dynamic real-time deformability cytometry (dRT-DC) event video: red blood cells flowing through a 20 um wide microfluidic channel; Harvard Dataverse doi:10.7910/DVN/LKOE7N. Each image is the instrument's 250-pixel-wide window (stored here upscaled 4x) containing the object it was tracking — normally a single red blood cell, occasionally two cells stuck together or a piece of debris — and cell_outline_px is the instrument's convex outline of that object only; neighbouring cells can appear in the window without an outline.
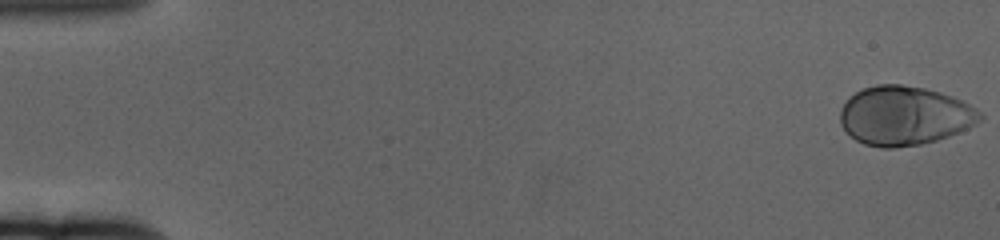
{"species": "human", "species_latin": "Homo sapiens", "temperature_condition": "cold", "stored_images_in_passage": 62, "camera_frame_rate_fps": 3000, "um_per_image_px": 0.085, "donor": {"sex": "female"}, "frame": {"image": 1, "passage_image": 1, "time_ms": 0.0, "image_size_px": [1000, 240], "cell_outline_px": [[984, 116], [976, 124], [960, 132], [936, 140], [920, 144], [892, 148], [880, 148], [864, 144], [856, 140], [840, 124], [840, 108], [856, 92], [864, 88], [876, 84], [900, 84], [924, 88], [940, 92], [952, 96], [976, 108]], "centroid_in_image_um": [76.89, 9.84], "position_along_channel_um": 8.1, "area_um2": 48.03}}
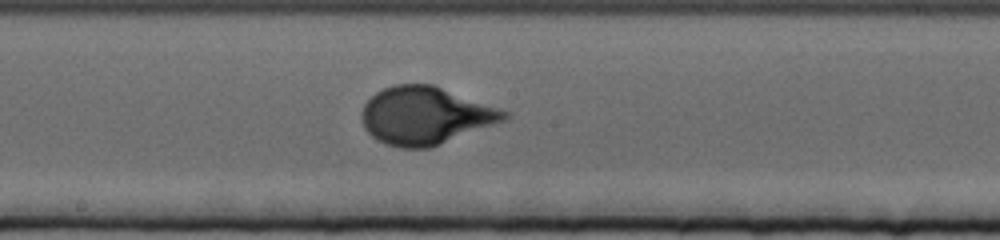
{"frame": {"image": 2, "passage_image": 34, "time_ms": 11.0, "image_size_px": [1000, 240], "cell_outline_px": [[512, 116], [504, 120], [428, 148], [400, 148], [388, 144], [372, 136], [364, 128], [360, 120], [360, 116], [364, 104], [376, 92], [384, 88], [396, 84], [432, 84], [512, 112]], "centroid_in_image_um": [36.14, 9.81], "position_along_channel_um": 212.1, "area_um2": 47.57}}
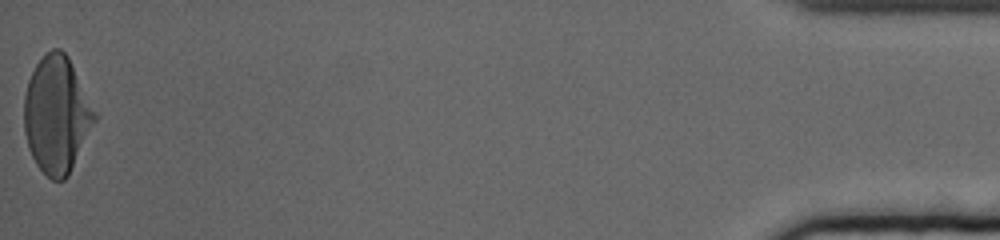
{"frame": {"image": 3, "passage_image": 62, "time_ms": 20.333, "image_size_px": [1000, 240], "cell_outline_px": [[100, 116], [68, 176], [64, 180], [52, 180], [36, 164], [28, 148], [24, 132], [24, 96], [28, 80], [36, 64], [52, 48], [60, 48], [68, 56]], "centroid_in_image_um": [4.86, 9.76], "position_along_channel_um": 430.3, "area_um2": 48.61}}